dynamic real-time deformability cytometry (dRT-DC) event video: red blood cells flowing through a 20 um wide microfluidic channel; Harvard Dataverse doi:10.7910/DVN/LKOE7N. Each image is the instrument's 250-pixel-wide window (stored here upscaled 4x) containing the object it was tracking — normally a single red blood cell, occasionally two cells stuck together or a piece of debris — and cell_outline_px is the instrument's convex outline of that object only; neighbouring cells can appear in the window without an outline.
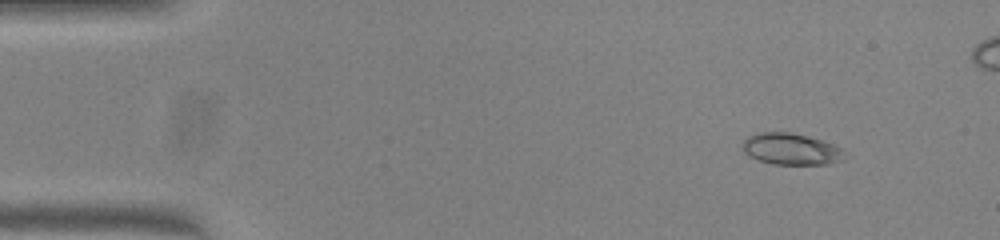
{"species": "common noctule bat (a hibernating species)", "species_latin": "Nyctalus noctula", "temperature_condition": "warm", "stored_images_in_passage": 52, "camera_frame_rate_fps": 3000, "um_per_image_px": 0.085, "animal": {"sex": "female", "body_mass_g": 23.0, "forearm_length_mm": 53.4}, "frame": {"image": 1, "passage_image": 6, "time_ms": 1.667, "image_size_px": [1000, 240], "cell_outline_px": [[844, 160], [828, 164], [772, 164], [760, 160], [744, 152], [744, 140], [748, 136], [756, 132], [788, 132], [808, 136], [832, 144], [840, 148], [844, 152]], "centroid_in_image_um": [67.25, 12.66], "position_along_channel_um": 17.7, "area_um2": 18.5}}
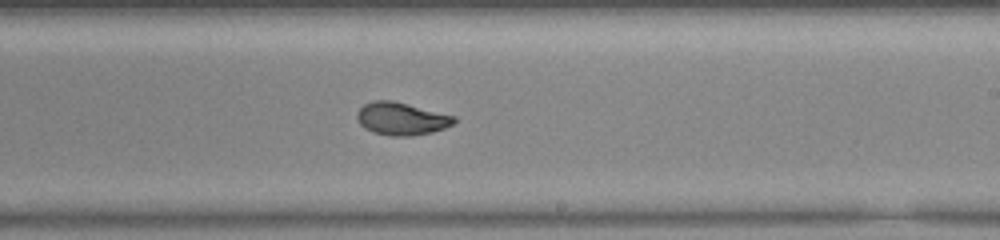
{"frame": {"image": 2, "passage_image": 31, "time_ms": 10.0, "image_size_px": [1000, 240], "cell_outline_px": [[456, 120], [452, 124], [444, 128], [432, 132], [412, 136], [392, 136], [372, 132], [364, 128], [360, 124], [356, 116], [356, 112], [364, 104], [372, 100], [392, 100], [456, 116]], "centroid_in_image_um": [34.1, 10.09], "position_along_channel_um": 254.9, "area_um2": 18.55}}
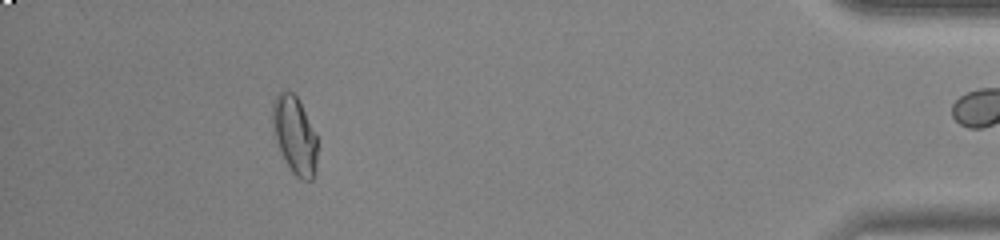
{"frame": {"image": 3, "passage_image": 47, "time_ms": 15.333, "image_size_px": [1000, 240], "cell_outline_px": [[316, 172], [312, 180], [300, 180], [292, 172], [284, 160], [276, 140], [272, 120], [272, 100], [280, 92], [292, 92], [296, 96], [316, 136]], "centroid_in_image_um": [25.03, 11.53], "position_along_channel_um": 410.2, "area_um2": 19.88}, "authors_computed_cell_mechanics": {"area_um2": 18.7272, "velocity_mm_per_s": 4.0334, "shape_relaxation_time_tau1_ms": 8.5934, "shape_relaxation_time_tau2_ms": 0.8208, "deformation_change_tau1": 0.246, "deformation_change_tau2": 0.0465}}